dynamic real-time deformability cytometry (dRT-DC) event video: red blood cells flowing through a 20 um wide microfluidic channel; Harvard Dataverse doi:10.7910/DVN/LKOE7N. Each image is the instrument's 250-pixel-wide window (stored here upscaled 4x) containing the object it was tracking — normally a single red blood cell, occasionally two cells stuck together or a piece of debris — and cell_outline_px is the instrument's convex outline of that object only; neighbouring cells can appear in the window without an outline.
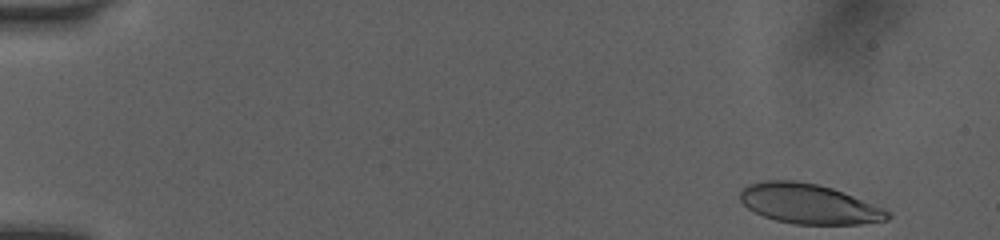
{"species": "human", "species_latin": "Homo sapiens", "temperature_condition": "room temperature", "stored_images_in_passage": 48, "camera_frame_rate_fps": 3000, "um_per_image_px": 0.085, "donor": {"sex": "female"}, "frame": {"image": 1, "passage_image": 1, "time_ms": 0.0, "image_size_px": [1000, 240], "cell_outline_px": [[892, 216], [888, 220], [860, 224], [796, 224], [776, 220], [764, 216], [748, 208], [740, 200], [740, 192], [748, 184], [764, 180], [796, 180], [816, 184], [832, 188], [884, 208], [892, 212]], "centroid_in_image_um": [68.78, 17.33], "position_along_channel_um": 16.2, "area_um2": 34.22}}
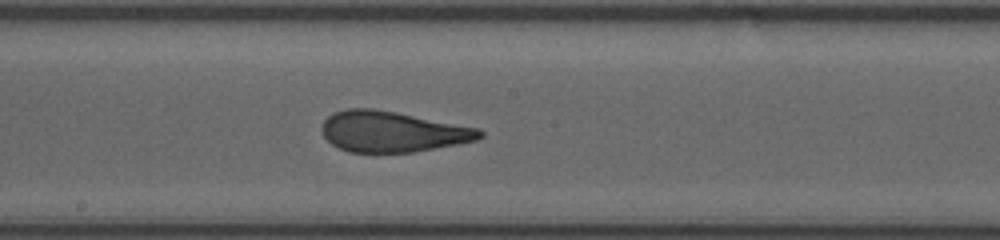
{"frame": {"image": 2, "passage_image": 26, "time_ms": 8.333, "image_size_px": [1000, 240], "cell_outline_px": [[484, 136], [476, 140], [460, 144], [412, 152], [348, 152], [332, 144], [324, 136], [320, 128], [324, 120], [332, 112], [348, 108], [372, 108], [396, 112], [480, 128], [484, 132]], "centroid_in_image_um": [33.36, 11.18], "position_along_channel_um": 214.8, "area_um2": 37.63}}
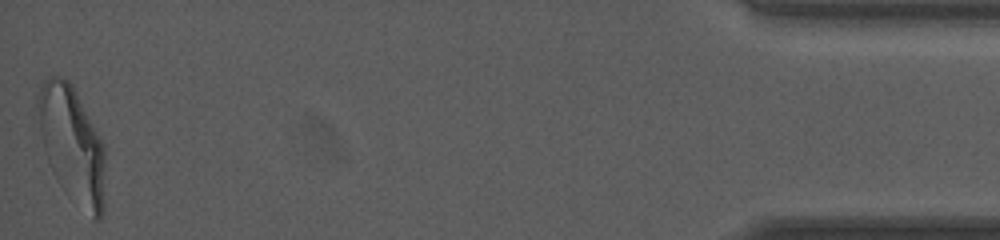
{"frame": {"image": 3, "passage_image": 48, "time_ms": 15.667, "image_size_px": [1000, 240], "cell_outline_px": [[104, 212], [100, 220], [92, 220], [56, 180], [52, 172], [44, 152], [36, 104], [36, 96], [44, 80], [52, 76], [60, 76], [68, 80], [72, 84], [100, 136], [104, 144]], "centroid_in_image_um": [6.12, 12.3], "position_along_channel_um": 429.1, "area_um2": 45.66}, "authors_computed_cell_mechanics": {"area_um2": 37.7434, "velocity_mm_per_s": 4.0576, "shape_relaxation_time_tau1_ms": 7.5362, "shape_relaxation_time_tau2_ms": 1.1782, "deformation_change_tau1": 0.2681, "deformation_change_tau2": 0.1073}}